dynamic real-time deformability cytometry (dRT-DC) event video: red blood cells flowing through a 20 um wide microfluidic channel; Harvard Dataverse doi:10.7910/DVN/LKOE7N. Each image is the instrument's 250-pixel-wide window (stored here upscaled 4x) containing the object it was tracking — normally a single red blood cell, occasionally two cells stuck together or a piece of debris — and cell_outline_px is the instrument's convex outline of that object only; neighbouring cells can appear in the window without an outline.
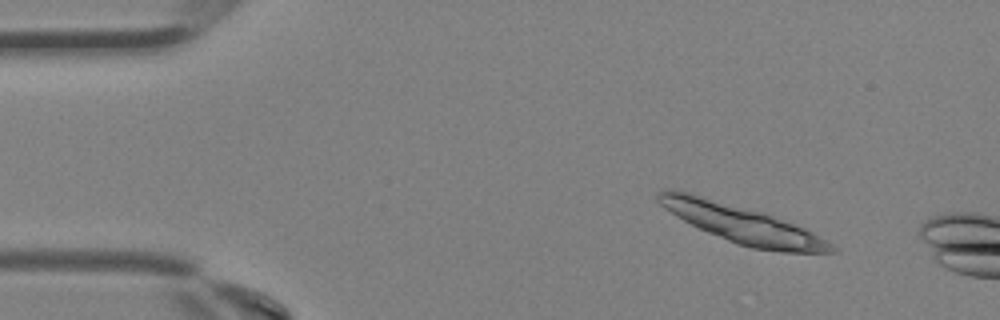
{"species": "Egyptian fruit bat (a non-hibernating species)", "species_latin": "Rousettus aegyptiacus", "temperature_condition": "room temperature", "stored_images_in_passage": 3, "camera_frame_rate_fps": 3000, "um_per_image_px": 0.085, "animal": {"sex": "female"}, "frame": {"image": 1, "passage_image": 1, "time_ms": 0.0, "image_size_px": [1000, 320], "cell_outline_px": [[840, 252], [780, 252], [752, 248], [736, 244], [708, 232], [684, 220], [664, 208], [656, 200], [656, 192], [664, 188], [672, 188], [688, 192], [764, 212], [804, 228], [812, 232], [840, 248]], "centroid_in_image_um": [63.07, 19.03], "position_along_channel_um": 21.9, "area_um2": 38.15}}